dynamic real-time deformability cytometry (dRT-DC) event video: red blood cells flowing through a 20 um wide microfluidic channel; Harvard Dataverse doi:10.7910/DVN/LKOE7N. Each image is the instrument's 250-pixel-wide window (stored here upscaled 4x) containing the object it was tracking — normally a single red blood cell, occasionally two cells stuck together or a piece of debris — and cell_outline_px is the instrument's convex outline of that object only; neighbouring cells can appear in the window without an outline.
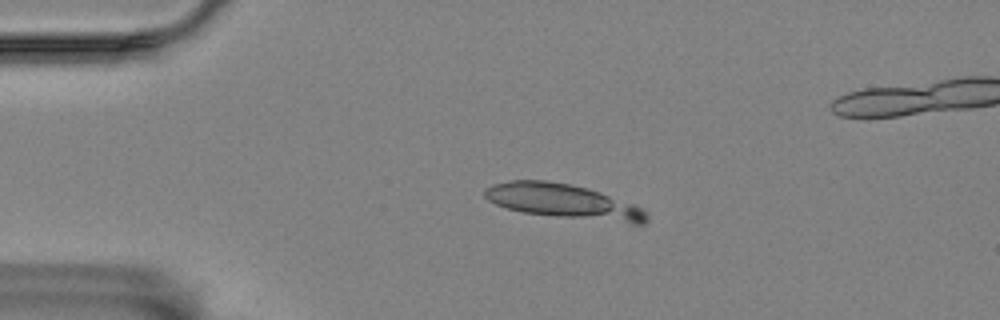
{"species": "Egyptian fruit bat (a non-hibernating species)", "species_latin": "Rousettus aegyptiacus", "temperature_condition": "room temperature", "stored_images_in_passage": 4, "camera_frame_rate_fps": 3000, "um_per_image_px": 0.085, "animal": {"sex": "female"}, "frame": {"image": 1, "passage_image": 1, "time_ms": 0.0, "image_size_px": [1000, 320], "cell_outline_px": [[648, 220], [644, 224], [632, 224], [556, 216], [524, 212], [508, 208], [496, 204], [488, 200], [484, 196], [484, 188], [492, 184], [512, 180], [544, 180], [568, 184], [584, 188], [636, 204], [648, 216]], "centroid_in_image_um": [47.88, 17.12], "position_along_channel_um": 37.1, "area_um2": 32.08}}